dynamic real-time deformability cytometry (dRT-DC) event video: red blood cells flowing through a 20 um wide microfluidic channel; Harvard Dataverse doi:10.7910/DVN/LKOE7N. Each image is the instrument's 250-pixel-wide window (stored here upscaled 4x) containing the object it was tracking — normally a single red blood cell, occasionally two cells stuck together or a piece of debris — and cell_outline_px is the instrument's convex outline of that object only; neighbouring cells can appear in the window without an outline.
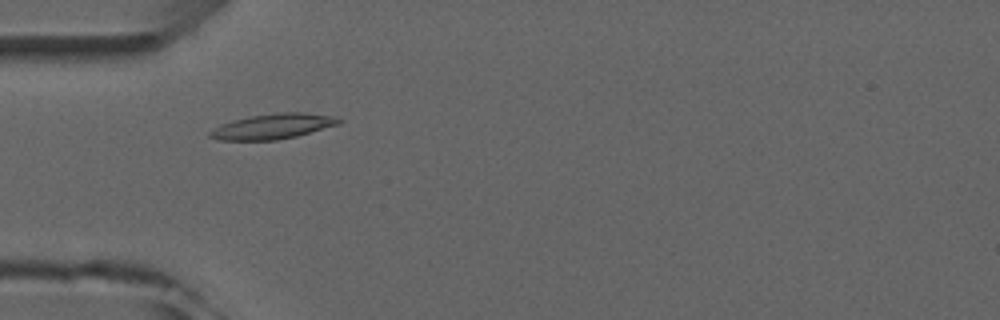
{"species": "common noctule bat (a hibernating species)", "species_latin": "Nyctalus noctula", "temperature_condition": "room temperature", "stored_images_in_passage": 7, "camera_frame_rate_fps": 3000, "um_per_image_px": 0.085, "animal": {"sex": "male", "forearm_length_mm": 52.5}, "frame": {"image": 1, "passage_image": 5, "time_ms": 4.333, "image_size_px": [1000, 320], "cell_outline_px": [[344, 120], [340, 124], [296, 136], [276, 140], [216, 140], [208, 136], [208, 132], [220, 124], [232, 120], [252, 116], [276, 112], [304, 112], [336, 116]], "centroid_in_image_um": [23.21, 10.73], "position_along_channel_um": 61.8, "area_um2": 19.13}}
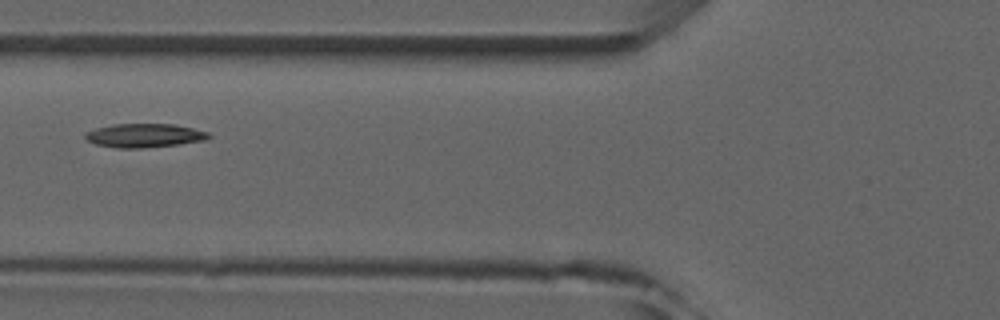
{"frame": {"image": 2, "passage_image": 6, "time_ms": 5.667, "image_size_px": [1000, 320], "cell_outline_px": [[212, 136], [204, 140], [176, 144], [144, 148], [116, 148], [96, 144], [88, 140], [84, 136], [84, 132], [96, 128], [112, 124], [172, 124], [192, 128], [208, 132]], "centroid_in_image_um": [12.23, 11.51], "position_along_channel_um": 113.6, "area_um2": 16.99}}
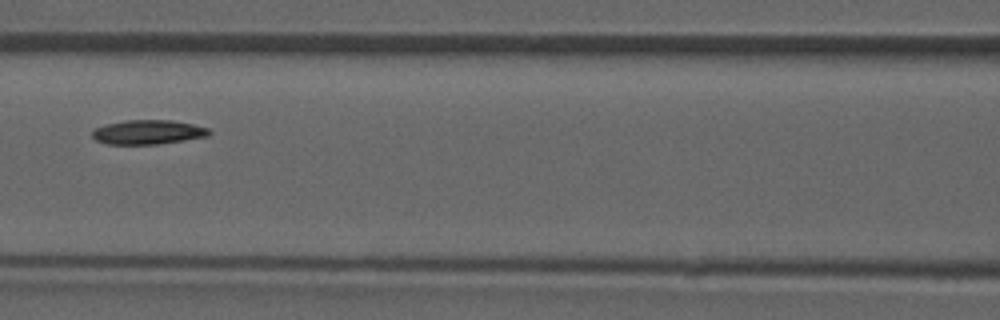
{"frame": {"image": 3, "passage_image": 7, "time_ms": 6.667, "image_size_px": [1000, 320], "cell_outline_px": [[212, 132], [208, 136], [184, 140], [156, 144], [108, 144], [96, 140], [92, 136], [92, 128], [104, 124], [124, 120], [172, 120], [192, 124], [208, 128]], "centroid_in_image_um": [12.54, 11.22], "position_along_channel_um": 154.1, "area_um2": 16.65}}